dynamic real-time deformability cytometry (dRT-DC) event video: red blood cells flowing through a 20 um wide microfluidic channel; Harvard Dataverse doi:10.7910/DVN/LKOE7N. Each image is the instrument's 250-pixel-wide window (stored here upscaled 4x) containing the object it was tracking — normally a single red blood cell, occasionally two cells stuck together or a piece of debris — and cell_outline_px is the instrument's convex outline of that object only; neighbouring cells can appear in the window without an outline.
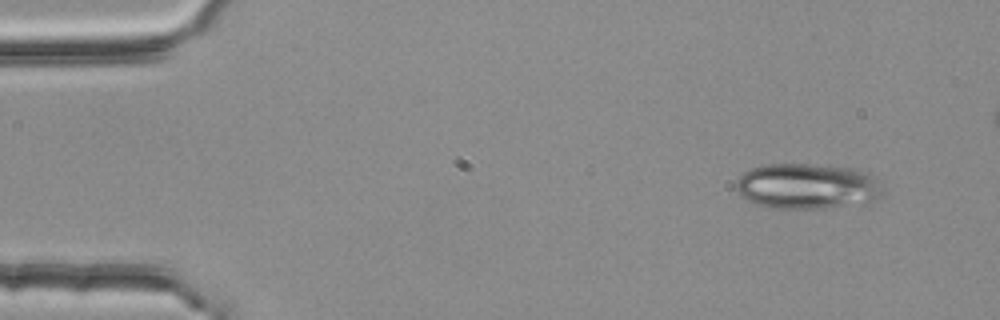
{"species": "common noctule bat (a hibernating species)", "species_latin": "Nyctalus noctula", "temperature_condition": "room temperature", "stored_images_in_passage": 4, "camera_frame_rate_fps": 3000, "um_per_image_px": 0.085, "animal": {"sex": "female", "body_mass_g": 25.1}, "frame": {"image": 1, "passage_image": 1, "time_ms": 0.0, "image_size_px": [1000, 320], "cell_outline_px": [[884, 192], [880, 196], [864, 204], [824, 208], [768, 208], [752, 204], [740, 196], [736, 192], [736, 180], [748, 168], [768, 164], [808, 164], [852, 168], [868, 172], [876, 176], [880, 180], [884, 188]], "centroid_in_image_um": [68.62, 15.84], "position_along_channel_um": 16.4, "area_um2": 39.77}}